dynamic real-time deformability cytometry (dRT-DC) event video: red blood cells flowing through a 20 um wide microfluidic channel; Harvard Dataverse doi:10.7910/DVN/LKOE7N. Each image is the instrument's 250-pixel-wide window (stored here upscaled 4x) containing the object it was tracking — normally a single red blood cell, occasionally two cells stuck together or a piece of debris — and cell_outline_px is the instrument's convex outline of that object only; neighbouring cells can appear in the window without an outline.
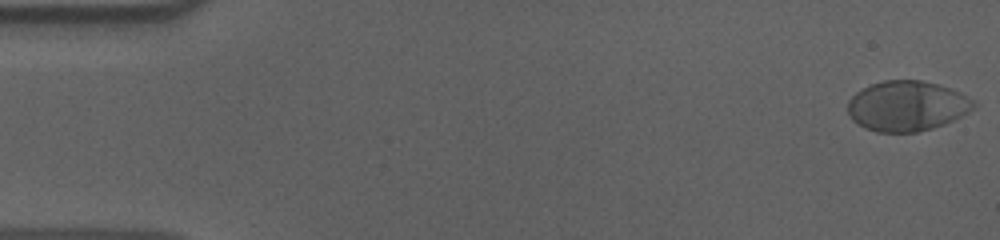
{"species": "human", "species_latin": "Homo sapiens", "temperature_condition": "cold", "stored_images_in_passage": 57, "camera_frame_rate_fps": 3000, "um_per_image_px": 0.085, "donor": {"sex": "male"}, "frame": {"image": 1, "passage_image": 1, "time_ms": 0.0, "image_size_px": [1000, 240], "cell_outline_px": [[976, 108], [944, 124], [932, 128], [916, 132], [876, 132], [864, 128], [852, 120], [848, 112], [848, 100], [856, 92], [872, 84], [884, 80], [920, 80], [936, 84], [960, 92], [976, 100]], "centroid_in_image_um": [77.09, 9.01], "position_along_channel_um": 7.9, "area_um2": 36.82}}
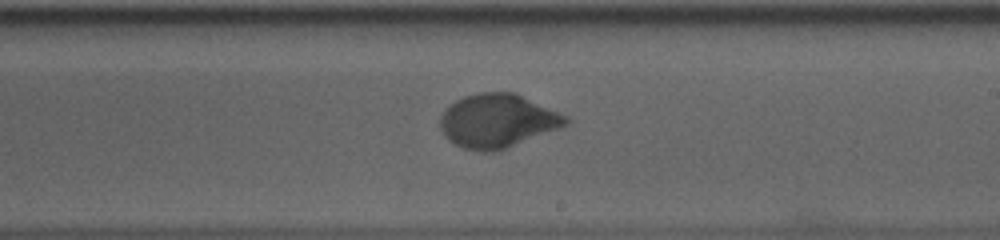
{"frame": {"image": 2, "passage_image": 33, "time_ms": 10.667, "image_size_px": [1000, 240], "cell_outline_px": [[572, 120], [568, 124], [560, 128], [504, 148], [492, 152], [484, 152], [464, 148], [448, 140], [444, 136], [440, 128], [440, 116], [444, 108], [456, 100], [464, 96], [480, 92], [516, 92], [568, 116]], "centroid_in_image_um": [42.28, 10.25], "position_along_channel_um": 246.7, "area_um2": 39.36}}
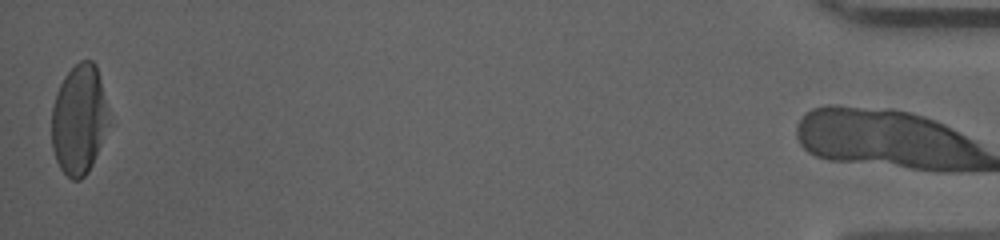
{"frame": {"image": 3, "passage_image": 56, "time_ms": 18.333, "image_size_px": [1000, 240], "cell_outline_px": [[108, 124], [92, 164], [88, 172], [80, 180], [72, 180], [60, 168], [56, 160], [52, 148], [52, 108], [56, 92], [64, 76], [80, 60], [92, 60], [96, 64], [108, 108]], "centroid_in_image_um": [6.7, 10.15], "position_along_channel_um": 428.5, "area_um2": 36.3}, "authors_computed_cell_mechanics": {"area_um2": 37.2232, "velocity_mm_per_s": 3.6043, "shape_relaxation_time_tau1_ms": 4.1617, "shape_relaxation_time_tau2_ms": null, "deformation_change_tau1": 0.1731, "deformation_change_tau2": null}}